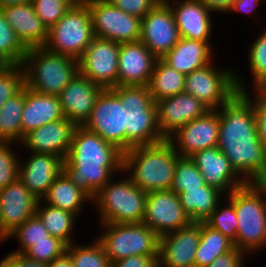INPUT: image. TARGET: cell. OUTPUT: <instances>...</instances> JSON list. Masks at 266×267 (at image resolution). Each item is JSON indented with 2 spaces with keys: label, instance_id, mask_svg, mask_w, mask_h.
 <instances>
[{
  "label": "cell",
  "instance_id": "cell-47",
  "mask_svg": "<svg viewBox=\"0 0 266 267\" xmlns=\"http://www.w3.org/2000/svg\"><path fill=\"white\" fill-rule=\"evenodd\" d=\"M159 256L133 255L111 263V267H158Z\"/></svg>",
  "mask_w": 266,
  "mask_h": 267
},
{
  "label": "cell",
  "instance_id": "cell-21",
  "mask_svg": "<svg viewBox=\"0 0 266 267\" xmlns=\"http://www.w3.org/2000/svg\"><path fill=\"white\" fill-rule=\"evenodd\" d=\"M101 90L100 86L78 72L58 95L64 117L76 126H83Z\"/></svg>",
  "mask_w": 266,
  "mask_h": 267
},
{
  "label": "cell",
  "instance_id": "cell-50",
  "mask_svg": "<svg viewBox=\"0 0 266 267\" xmlns=\"http://www.w3.org/2000/svg\"><path fill=\"white\" fill-rule=\"evenodd\" d=\"M210 12H226L229 11L235 0H199Z\"/></svg>",
  "mask_w": 266,
  "mask_h": 267
},
{
  "label": "cell",
  "instance_id": "cell-38",
  "mask_svg": "<svg viewBox=\"0 0 266 267\" xmlns=\"http://www.w3.org/2000/svg\"><path fill=\"white\" fill-rule=\"evenodd\" d=\"M16 236L20 242L19 250L14 251L18 254H23L28 248H30L35 242L40 240H47L50 237V233L47 231L40 218L34 214L27 219L22 225H20L15 231H13L10 237Z\"/></svg>",
  "mask_w": 266,
  "mask_h": 267
},
{
  "label": "cell",
  "instance_id": "cell-49",
  "mask_svg": "<svg viewBox=\"0 0 266 267\" xmlns=\"http://www.w3.org/2000/svg\"><path fill=\"white\" fill-rule=\"evenodd\" d=\"M7 256L14 262V267H47L46 263L30 259L24 254L11 252Z\"/></svg>",
  "mask_w": 266,
  "mask_h": 267
},
{
  "label": "cell",
  "instance_id": "cell-44",
  "mask_svg": "<svg viewBox=\"0 0 266 267\" xmlns=\"http://www.w3.org/2000/svg\"><path fill=\"white\" fill-rule=\"evenodd\" d=\"M11 142H0V190L15 182L19 176V159L17 160Z\"/></svg>",
  "mask_w": 266,
  "mask_h": 267
},
{
  "label": "cell",
  "instance_id": "cell-26",
  "mask_svg": "<svg viewBox=\"0 0 266 267\" xmlns=\"http://www.w3.org/2000/svg\"><path fill=\"white\" fill-rule=\"evenodd\" d=\"M0 9L6 21L27 49L45 45L48 29L35 13L32 2Z\"/></svg>",
  "mask_w": 266,
  "mask_h": 267
},
{
  "label": "cell",
  "instance_id": "cell-10",
  "mask_svg": "<svg viewBox=\"0 0 266 267\" xmlns=\"http://www.w3.org/2000/svg\"><path fill=\"white\" fill-rule=\"evenodd\" d=\"M218 71L209 63L185 76L184 92L196 97L209 110H219L237 91L246 90L231 70Z\"/></svg>",
  "mask_w": 266,
  "mask_h": 267
},
{
  "label": "cell",
  "instance_id": "cell-29",
  "mask_svg": "<svg viewBox=\"0 0 266 267\" xmlns=\"http://www.w3.org/2000/svg\"><path fill=\"white\" fill-rule=\"evenodd\" d=\"M177 195L192 222H205L221 202L222 192L206 184L199 189H184Z\"/></svg>",
  "mask_w": 266,
  "mask_h": 267
},
{
  "label": "cell",
  "instance_id": "cell-53",
  "mask_svg": "<svg viewBox=\"0 0 266 267\" xmlns=\"http://www.w3.org/2000/svg\"><path fill=\"white\" fill-rule=\"evenodd\" d=\"M30 2H32V0H0V8L12 5L26 4Z\"/></svg>",
  "mask_w": 266,
  "mask_h": 267
},
{
  "label": "cell",
  "instance_id": "cell-1",
  "mask_svg": "<svg viewBox=\"0 0 266 267\" xmlns=\"http://www.w3.org/2000/svg\"><path fill=\"white\" fill-rule=\"evenodd\" d=\"M248 96L246 90L237 91L221 106L217 147L228 157L238 176L247 183H256L266 170V150L258 136Z\"/></svg>",
  "mask_w": 266,
  "mask_h": 267
},
{
  "label": "cell",
  "instance_id": "cell-51",
  "mask_svg": "<svg viewBox=\"0 0 266 267\" xmlns=\"http://www.w3.org/2000/svg\"><path fill=\"white\" fill-rule=\"evenodd\" d=\"M259 1L263 0H235L229 11L252 13L253 9L259 5Z\"/></svg>",
  "mask_w": 266,
  "mask_h": 267
},
{
  "label": "cell",
  "instance_id": "cell-58",
  "mask_svg": "<svg viewBox=\"0 0 266 267\" xmlns=\"http://www.w3.org/2000/svg\"><path fill=\"white\" fill-rule=\"evenodd\" d=\"M160 2H167V1H169V0H159ZM174 2L176 1V0H173Z\"/></svg>",
  "mask_w": 266,
  "mask_h": 267
},
{
  "label": "cell",
  "instance_id": "cell-14",
  "mask_svg": "<svg viewBox=\"0 0 266 267\" xmlns=\"http://www.w3.org/2000/svg\"><path fill=\"white\" fill-rule=\"evenodd\" d=\"M179 40L174 13L167 2H159L141 19L140 41L156 58H162Z\"/></svg>",
  "mask_w": 266,
  "mask_h": 267
},
{
  "label": "cell",
  "instance_id": "cell-55",
  "mask_svg": "<svg viewBox=\"0 0 266 267\" xmlns=\"http://www.w3.org/2000/svg\"><path fill=\"white\" fill-rule=\"evenodd\" d=\"M260 187L266 189V170L256 182Z\"/></svg>",
  "mask_w": 266,
  "mask_h": 267
},
{
  "label": "cell",
  "instance_id": "cell-20",
  "mask_svg": "<svg viewBox=\"0 0 266 267\" xmlns=\"http://www.w3.org/2000/svg\"><path fill=\"white\" fill-rule=\"evenodd\" d=\"M38 199L17 179L0 190V225L9 237L20 225L35 214Z\"/></svg>",
  "mask_w": 266,
  "mask_h": 267
},
{
  "label": "cell",
  "instance_id": "cell-22",
  "mask_svg": "<svg viewBox=\"0 0 266 267\" xmlns=\"http://www.w3.org/2000/svg\"><path fill=\"white\" fill-rule=\"evenodd\" d=\"M190 158L204 177L205 183L219 191L231 193L247 182L231 166L230 160L217 146L195 152Z\"/></svg>",
  "mask_w": 266,
  "mask_h": 267
},
{
  "label": "cell",
  "instance_id": "cell-4",
  "mask_svg": "<svg viewBox=\"0 0 266 267\" xmlns=\"http://www.w3.org/2000/svg\"><path fill=\"white\" fill-rule=\"evenodd\" d=\"M127 110L126 151L164 141L157 109L148 86H116L111 89Z\"/></svg>",
  "mask_w": 266,
  "mask_h": 267
},
{
  "label": "cell",
  "instance_id": "cell-18",
  "mask_svg": "<svg viewBox=\"0 0 266 267\" xmlns=\"http://www.w3.org/2000/svg\"><path fill=\"white\" fill-rule=\"evenodd\" d=\"M161 134L168 139L179 128L201 117L209 109L196 97L185 92L155 101Z\"/></svg>",
  "mask_w": 266,
  "mask_h": 267
},
{
  "label": "cell",
  "instance_id": "cell-28",
  "mask_svg": "<svg viewBox=\"0 0 266 267\" xmlns=\"http://www.w3.org/2000/svg\"><path fill=\"white\" fill-rule=\"evenodd\" d=\"M161 59L185 76L213 62L210 44L186 38H180Z\"/></svg>",
  "mask_w": 266,
  "mask_h": 267
},
{
  "label": "cell",
  "instance_id": "cell-13",
  "mask_svg": "<svg viewBox=\"0 0 266 267\" xmlns=\"http://www.w3.org/2000/svg\"><path fill=\"white\" fill-rule=\"evenodd\" d=\"M120 43L95 37L79 59V72L102 89L118 86Z\"/></svg>",
  "mask_w": 266,
  "mask_h": 267
},
{
  "label": "cell",
  "instance_id": "cell-31",
  "mask_svg": "<svg viewBox=\"0 0 266 267\" xmlns=\"http://www.w3.org/2000/svg\"><path fill=\"white\" fill-rule=\"evenodd\" d=\"M185 75L157 58L150 82L149 91L154 102L184 92Z\"/></svg>",
  "mask_w": 266,
  "mask_h": 267
},
{
  "label": "cell",
  "instance_id": "cell-33",
  "mask_svg": "<svg viewBox=\"0 0 266 267\" xmlns=\"http://www.w3.org/2000/svg\"><path fill=\"white\" fill-rule=\"evenodd\" d=\"M25 104V86L0 109V142L22 141L21 117Z\"/></svg>",
  "mask_w": 266,
  "mask_h": 267
},
{
  "label": "cell",
  "instance_id": "cell-36",
  "mask_svg": "<svg viewBox=\"0 0 266 267\" xmlns=\"http://www.w3.org/2000/svg\"><path fill=\"white\" fill-rule=\"evenodd\" d=\"M66 253L74 267H111L103 246L96 239L90 246H75L73 243L67 245Z\"/></svg>",
  "mask_w": 266,
  "mask_h": 267
},
{
  "label": "cell",
  "instance_id": "cell-5",
  "mask_svg": "<svg viewBox=\"0 0 266 267\" xmlns=\"http://www.w3.org/2000/svg\"><path fill=\"white\" fill-rule=\"evenodd\" d=\"M22 66L25 86L39 93L58 96L79 72V60L47 50L28 48Z\"/></svg>",
  "mask_w": 266,
  "mask_h": 267
},
{
  "label": "cell",
  "instance_id": "cell-37",
  "mask_svg": "<svg viewBox=\"0 0 266 267\" xmlns=\"http://www.w3.org/2000/svg\"><path fill=\"white\" fill-rule=\"evenodd\" d=\"M205 180L190 157L180 156L176 162L171 190L176 194L184 189H199L205 186Z\"/></svg>",
  "mask_w": 266,
  "mask_h": 267
},
{
  "label": "cell",
  "instance_id": "cell-24",
  "mask_svg": "<svg viewBox=\"0 0 266 267\" xmlns=\"http://www.w3.org/2000/svg\"><path fill=\"white\" fill-rule=\"evenodd\" d=\"M31 154L26 164L22 165L19 161L18 179L31 194L41 200L61 174L63 159L49 153L31 152Z\"/></svg>",
  "mask_w": 266,
  "mask_h": 267
},
{
  "label": "cell",
  "instance_id": "cell-9",
  "mask_svg": "<svg viewBox=\"0 0 266 267\" xmlns=\"http://www.w3.org/2000/svg\"><path fill=\"white\" fill-rule=\"evenodd\" d=\"M105 232L97 240L110 263L133 255L159 256V236L141 223H103Z\"/></svg>",
  "mask_w": 266,
  "mask_h": 267
},
{
  "label": "cell",
  "instance_id": "cell-16",
  "mask_svg": "<svg viewBox=\"0 0 266 267\" xmlns=\"http://www.w3.org/2000/svg\"><path fill=\"white\" fill-rule=\"evenodd\" d=\"M168 140L182 157H190L197 151L218 146L219 112L217 110L207 111L201 117L179 128Z\"/></svg>",
  "mask_w": 266,
  "mask_h": 267
},
{
  "label": "cell",
  "instance_id": "cell-19",
  "mask_svg": "<svg viewBox=\"0 0 266 267\" xmlns=\"http://www.w3.org/2000/svg\"><path fill=\"white\" fill-rule=\"evenodd\" d=\"M156 60L140 40L120 43L118 86H148Z\"/></svg>",
  "mask_w": 266,
  "mask_h": 267
},
{
  "label": "cell",
  "instance_id": "cell-11",
  "mask_svg": "<svg viewBox=\"0 0 266 267\" xmlns=\"http://www.w3.org/2000/svg\"><path fill=\"white\" fill-rule=\"evenodd\" d=\"M126 120L127 110L120 98L111 89H102L83 126L125 153Z\"/></svg>",
  "mask_w": 266,
  "mask_h": 267
},
{
  "label": "cell",
  "instance_id": "cell-6",
  "mask_svg": "<svg viewBox=\"0 0 266 267\" xmlns=\"http://www.w3.org/2000/svg\"><path fill=\"white\" fill-rule=\"evenodd\" d=\"M266 189L246 183L228 194L237 214L236 248L251 253L266 244Z\"/></svg>",
  "mask_w": 266,
  "mask_h": 267
},
{
  "label": "cell",
  "instance_id": "cell-48",
  "mask_svg": "<svg viewBox=\"0 0 266 267\" xmlns=\"http://www.w3.org/2000/svg\"><path fill=\"white\" fill-rule=\"evenodd\" d=\"M244 256V253L235 247L232 251L216 258L207 267H243Z\"/></svg>",
  "mask_w": 266,
  "mask_h": 267
},
{
  "label": "cell",
  "instance_id": "cell-42",
  "mask_svg": "<svg viewBox=\"0 0 266 267\" xmlns=\"http://www.w3.org/2000/svg\"><path fill=\"white\" fill-rule=\"evenodd\" d=\"M77 2V0H32L35 13L49 29Z\"/></svg>",
  "mask_w": 266,
  "mask_h": 267
},
{
  "label": "cell",
  "instance_id": "cell-30",
  "mask_svg": "<svg viewBox=\"0 0 266 267\" xmlns=\"http://www.w3.org/2000/svg\"><path fill=\"white\" fill-rule=\"evenodd\" d=\"M43 199L48 205L61 208L75 215L81 212L84 201L91 200L63 172L54 180Z\"/></svg>",
  "mask_w": 266,
  "mask_h": 267
},
{
  "label": "cell",
  "instance_id": "cell-45",
  "mask_svg": "<svg viewBox=\"0 0 266 267\" xmlns=\"http://www.w3.org/2000/svg\"><path fill=\"white\" fill-rule=\"evenodd\" d=\"M121 11L139 17L142 19L151 9H153L159 0H109Z\"/></svg>",
  "mask_w": 266,
  "mask_h": 267
},
{
  "label": "cell",
  "instance_id": "cell-3",
  "mask_svg": "<svg viewBox=\"0 0 266 267\" xmlns=\"http://www.w3.org/2000/svg\"><path fill=\"white\" fill-rule=\"evenodd\" d=\"M179 157L168 139L152 145L133 147L123 153V172L131 169L129 177L146 193L170 190Z\"/></svg>",
  "mask_w": 266,
  "mask_h": 267
},
{
  "label": "cell",
  "instance_id": "cell-57",
  "mask_svg": "<svg viewBox=\"0 0 266 267\" xmlns=\"http://www.w3.org/2000/svg\"><path fill=\"white\" fill-rule=\"evenodd\" d=\"M261 91L266 95V85L261 89Z\"/></svg>",
  "mask_w": 266,
  "mask_h": 267
},
{
  "label": "cell",
  "instance_id": "cell-27",
  "mask_svg": "<svg viewBox=\"0 0 266 267\" xmlns=\"http://www.w3.org/2000/svg\"><path fill=\"white\" fill-rule=\"evenodd\" d=\"M64 118L59 97L31 90L25 86V104L22 111V140L24 136L43 125Z\"/></svg>",
  "mask_w": 266,
  "mask_h": 267
},
{
  "label": "cell",
  "instance_id": "cell-7",
  "mask_svg": "<svg viewBox=\"0 0 266 267\" xmlns=\"http://www.w3.org/2000/svg\"><path fill=\"white\" fill-rule=\"evenodd\" d=\"M94 38L88 6L83 1H77L48 29V38L43 47L79 60Z\"/></svg>",
  "mask_w": 266,
  "mask_h": 267
},
{
  "label": "cell",
  "instance_id": "cell-39",
  "mask_svg": "<svg viewBox=\"0 0 266 267\" xmlns=\"http://www.w3.org/2000/svg\"><path fill=\"white\" fill-rule=\"evenodd\" d=\"M227 202V207L224 206V208L217 205L216 209L212 212V215L205 221V223L212 229L220 231L225 237L230 239L236 247V235L238 228L237 214L234 204L230 200Z\"/></svg>",
  "mask_w": 266,
  "mask_h": 267
},
{
  "label": "cell",
  "instance_id": "cell-52",
  "mask_svg": "<svg viewBox=\"0 0 266 267\" xmlns=\"http://www.w3.org/2000/svg\"><path fill=\"white\" fill-rule=\"evenodd\" d=\"M47 267H74L70 256L65 252L62 256L47 264Z\"/></svg>",
  "mask_w": 266,
  "mask_h": 267
},
{
  "label": "cell",
  "instance_id": "cell-34",
  "mask_svg": "<svg viewBox=\"0 0 266 267\" xmlns=\"http://www.w3.org/2000/svg\"><path fill=\"white\" fill-rule=\"evenodd\" d=\"M41 201H38L35 214L40 218L47 231L51 236L61 239L67 245L72 244L71 233L75 223V214L48 204L42 207Z\"/></svg>",
  "mask_w": 266,
  "mask_h": 267
},
{
  "label": "cell",
  "instance_id": "cell-56",
  "mask_svg": "<svg viewBox=\"0 0 266 267\" xmlns=\"http://www.w3.org/2000/svg\"><path fill=\"white\" fill-rule=\"evenodd\" d=\"M8 237L2 232L1 225H0V241L6 240Z\"/></svg>",
  "mask_w": 266,
  "mask_h": 267
},
{
  "label": "cell",
  "instance_id": "cell-17",
  "mask_svg": "<svg viewBox=\"0 0 266 267\" xmlns=\"http://www.w3.org/2000/svg\"><path fill=\"white\" fill-rule=\"evenodd\" d=\"M201 235V222L159 237L158 267H195V253Z\"/></svg>",
  "mask_w": 266,
  "mask_h": 267
},
{
  "label": "cell",
  "instance_id": "cell-15",
  "mask_svg": "<svg viewBox=\"0 0 266 267\" xmlns=\"http://www.w3.org/2000/svg\"><path fill=\"white\" fill-rule=\"evenodd\" d=\"M191 222L178 195L171 189L147 193L142 223L159 237L181 229Z\"/></svg>",
  "mask_w": 266,
  "mask_h": 267
},
{
  "label": "cell",
  "instance_id": "cell-2",
  "mask_svg": "<svg viewBox=\"0 0 266 267\" xmlns=\"http://www.w3.org/2000/svg\"><path fill=\"white\" fill-rule=\"evenodd\" d=\"M123 171V152L84 126H76L62 172L92 200L112 178Z\"/></svg>",
  "mask_w": 266,
  "mask_h": 267
},
{
  "label": "cell",
  "instance_id": "cell-23",
  "mask_svg": "<svg viewBox=\"0 0 266 267\" xmlns=\"http://www.w3.org/2000/svg\"><path fill=\"white\" fill-rule=\"evenodd\" d=\"M76 125L67 118L50 122L27 133L21 144L35 153H49L65 160Z\"/></svg>",
  "mask_w": 266,
  "mask_h": 267
},
{
  "label": "cell",
  "instance_id": "cell-25",
  "mask_svg": "<svg viewBox=\"0 0 266 267\" xmlns=\"http://www.w3.org/2000/svg\"><path fill=\"white\" fill-rule=\"evenodd\" d=\"M176 5H170L180 38L209 42L212 34V18L209 9L199 0H178Z\"/></svg>",
  "mask_w": 266,
  "mask_h": 267
},
{
  "label": "cell",
  "instance_id": "cell-8",
  "mask_svg": "<svg viewBox=\"0 0 266 267\" xmlns=\"http://www.w3.org/2000/svg\"><path fill=\"white\" fill-rule=\"evenodd\" d=\"M111 181L93 198L98 205L101 224L143 222L147 193L137 187L130 177Z\"/></svg>",
  "mask_w": 266,
  "mask_h": 267
},
{
  "label": "cell",
  "instance_id": "cell-12",
  "mask_svg": "<svg viewBox=\"0 0 266 267\" xmlns=\"http://www.w3.org/2000/svg\"><path fill=\"white\" fill-rule=\"evenodd\" d=\"M95 37L125 43L140 40L141 19L127 14L109 0H84Z\"/></svg>",
  "mask_w": 266,
  "mask_h": 267
},
{
  "label": "cell",
  "instance_id": "cell-35",
  "mask_svg": "<svg viewBox=\"0 0 266 267\" xmlns=\"http://www.w3.org/2000/svg\"><path fill=\"white\" fill-rule=\"evenodd\" d=\"M27 48L6 21L0 9V65H22Z\"/></svg>",
  "mask_w": 266,
  "mask_h": 267
},
{
  "label": "cell",
  "instance_id": "cell-43",
  "mask_svg": "<svg viewBox=\"0 0 266 267\" xmlns=\"http://www.w3.org/2000/svg\"><path fill=\"white\" fill-rule=\"evenodd\" d=\"M67 244L61 239L50 236L47 240L35 242L23 254L30 259L43 263H50L54 259L62 256L66 252Z\"/></svg>",
  "mask_w": 266,
  "mask_h": 267
},
{
  "label": "cell",
  "instance_id": "cell-46",
  "mask_svg": "<svg viewBox=\"0 0 266 267\" xmlns=\"http://www.w3.org/2000/svg\"><path fill=\"white\" fill-rule=\"evenodd\" d=\"M256 91L252 109L256 117L257 133L266 150V95L261 90Z\"/></svg>",
  "mask_w": 266,
  "mask_h": 267
},
{
  "label": "cell",
  "instance_id": "cell-41",
  "mask_svg": "<svg viewBox=\"0 0 266 267\" xmlns=\"http://www.w3.org/2000/svg\"><path fill=\"white\" fill-rule=\"evenodd\" d=\"M264 31L251 45L248 58L255 90H261L266 85V29Z\"/></svg>",
  "mask_w": 266,
  "mask_h": 267
},
{
  "label": "cell",
  "instance_id": "cell-54",
  "mask_svg": "<svg viewBox=\"0 0 266 267\" xmlns=\"http://www.w3.org/2000/svg\"><path fill=\"white\" fill-rule=\"evenodd\" d=\"M0 267H14V262L6 255L0 261Z\"/></svg>",
  "mask_w": 266,
  "mask_h": 267
},
{
  "label": "cell",
  "instance_id": "cell-40",
  "mask_svg": "<svg viewBox=\"0 0 266 267\" xmlns=\"http://www.w3.org/2000/svg\"><path fill=\"white\" fill-rule=\"evenodd\" d=\"M23 69L22 65H0V109L25 86Z\"/></svg>",
  "mask_w": 266,
  "mask_h": 267
},
{
  "label": "cell",
  "instance_id": "cell-32",
  "mask_svg": "<svg viewBox=\"0 0 266 267\" xmlns=\"http://www.w3.org/2000/svg\"><path fill=\"white\" fill-rule=\"evenodd\" d=\"M235 248L234 243L220 231L201 222V235L195 253V267H207L216 258Z\"/></svg>",
  "mask_w": 266,
  "mask_h": 267
}]
</instances>
